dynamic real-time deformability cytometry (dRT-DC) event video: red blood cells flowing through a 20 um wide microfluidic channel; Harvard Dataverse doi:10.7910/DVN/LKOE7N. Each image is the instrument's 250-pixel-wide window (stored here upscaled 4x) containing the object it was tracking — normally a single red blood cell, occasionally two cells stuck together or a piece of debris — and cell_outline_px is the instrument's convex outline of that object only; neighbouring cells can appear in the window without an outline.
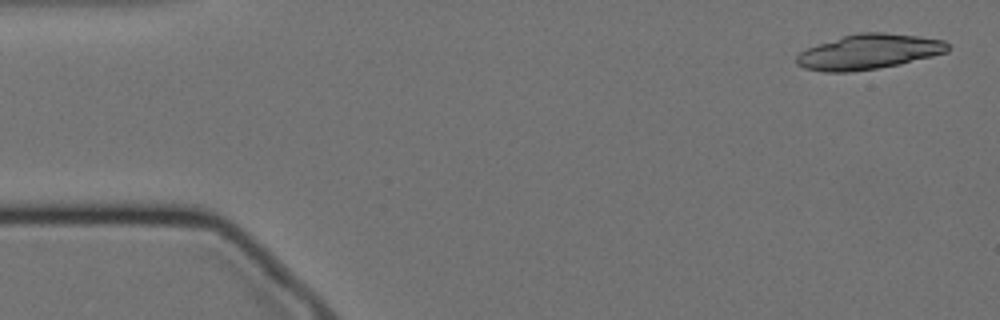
{"species": "Egyptian fruit bat (a non-hibernating species)", "species_latin": "Rousettus aegyptiacus", "temperature_condition": "cold", "stored_images_in_passage": 16, "camera_frame_rate_fps": 3000, "um_per_image_px": 0.085, "animal": {"sex": "female"}, "frame": {"image": 1, "passage_image": 2, "time_ms": 0.333, "image_size_px": [1000, 320], "cell_outline_px": [[948, 52], [900, 64], [876, 68], [848, 72], [824, 72], [804, 68], [796, 64], [796, 56], [800, 52], [816, 44], [844, 36], [860, 32], [884, 32], [916, 36], [944, 40], [948, 44]], "centroid_in_image_um": [73.82, 4.4], "position_along_channel_um": 11.2, "area_um2": 30.69}}
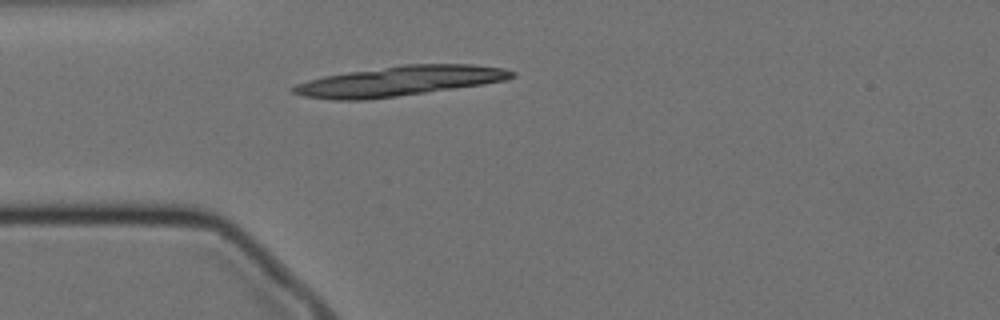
{"frame": {"image": 2, "passage_image": 14, "time_ms": 4.333, "image_size_px": [1000, 320], "cell_outline_px": [[516, 76], [504, 80], [484, 84], [368, 100], [332, 100], [304, 96], [292, 92], [288, 88], [296, 84], [308, 80], [324, 76], [348, 72], [404, 64], [472, 64], [504, 68], [516, 72]], "centroid_in_image_um": [33.94, 6.89], "position_along_channel_um": 51.1, "area_um2": 38.09}}